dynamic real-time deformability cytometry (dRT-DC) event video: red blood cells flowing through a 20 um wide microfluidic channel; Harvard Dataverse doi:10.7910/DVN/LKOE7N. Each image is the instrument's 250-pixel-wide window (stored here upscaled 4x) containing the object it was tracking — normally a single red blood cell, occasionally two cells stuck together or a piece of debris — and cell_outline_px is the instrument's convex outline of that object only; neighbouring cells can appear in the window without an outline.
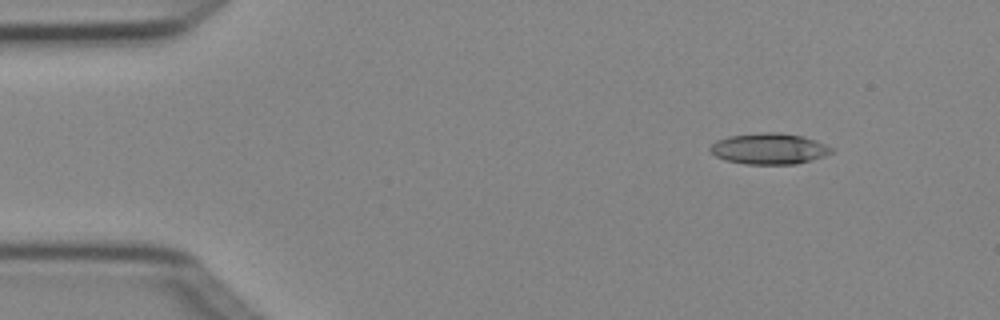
{"species": "Egyptian fruit bat (a non-hibernating species)", "species_latin": "Rousettus aegyptiacus", "temperature_condition": "cold", "stored_images_in_passage": 4, "camera_frame_rate_fps": 3000, "um_per_image_px": 0.085, "animal": {"sex": "female"}, "frame": {"image": 1, "passage_image": 2, "time_ms": 0.333, "image_size_px": [1000, 320], "cell_outline_px": [[832, 152], [824, 156], [812, 160], [796, 164], [744, 164], [724, 160], [716, 156], [708, 148], [716, 140], [728, 136], [760, 132], [780, 132], [804, 136], [816, 140], [832, 148]], "centroid_in_image_um": [65.36, 12.63], "position_along_channel_um": 19.6, "area_um2": 22.08}}